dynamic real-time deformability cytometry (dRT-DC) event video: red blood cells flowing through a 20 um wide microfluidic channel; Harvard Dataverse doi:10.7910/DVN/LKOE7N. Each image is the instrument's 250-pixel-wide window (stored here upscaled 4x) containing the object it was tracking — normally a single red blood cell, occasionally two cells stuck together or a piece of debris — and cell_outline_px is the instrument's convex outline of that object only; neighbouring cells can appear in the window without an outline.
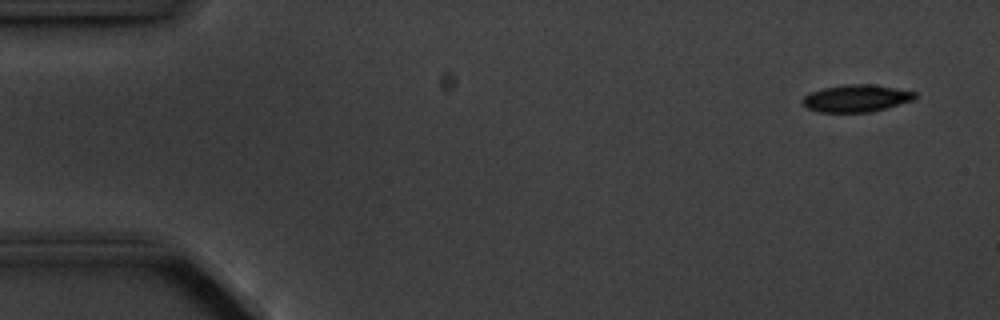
{"species": "common noctule bat (a hibernating species)", "species_latin": "Nyctalus noctula", "temperature_condition": "cold", "stored_images_in_passage": 9, "camera_frame_rate_fps": 3000, "um_per_image_px": 0.085, "animal": {"sex": "male", "body_mass_g": 20.1, "forearm_length_mm": 53.5}, "frame": {"image": 1, "passage_image": 1, "time_ms": 0.0, "image_size_px": [1000, 320], "cell_outline_px": [[916, 100], [888, 108], [872, 112], [820, 112], [808, 108], [800, 104], [800, 100], [804, 96], [812, 92], [824, 88], [848, 84], [872, 84], [896, 88], [916, 92]], "centroid_in_image_um": [72.81, 8.36], "position_along_channel_um": 12.2, "area_um2": 18.03}}
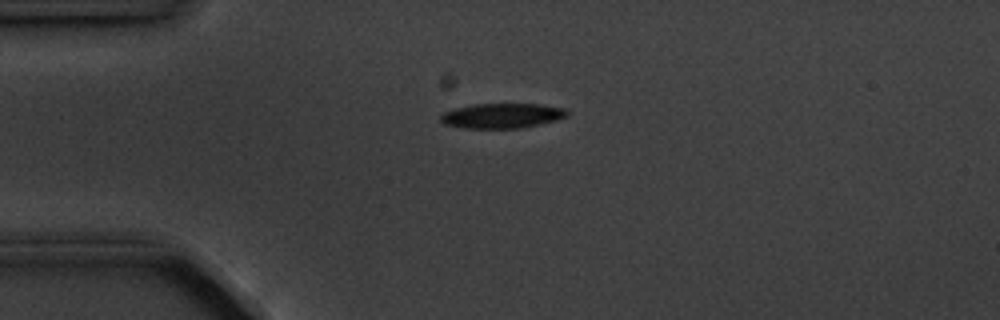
{"frame": {"image": 2, "passage_image": 4, "time_ms": 3.333, "image_size_px": [1000, 320], "cell_outline_px": [[568, 116], [556, 120], [540, 124], [520, 128], [464, 128], [444, 124], [440, 120], [440, 116], [444, 112], [456, 108], [472, 104], [540, 104], [568, 108]], "centroid_in_image_um": [42.7, 9.83], "position_along_channel_um": 42.3, "area_um2": 18.44}}
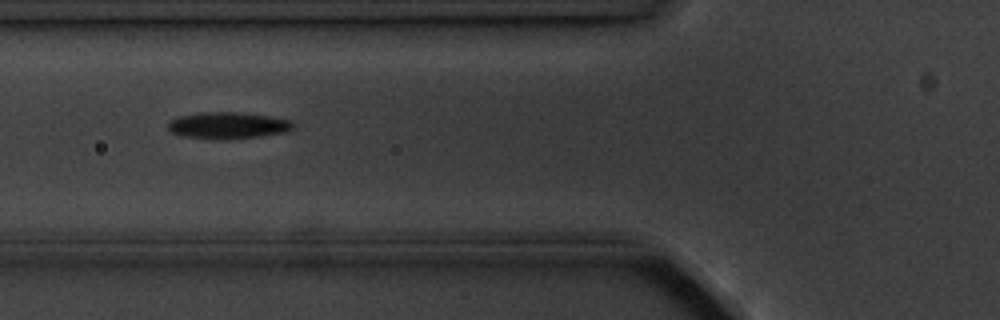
{"frame": {"image": 3, "passage_image": 6, "time_ms": 5.667, "image_size_px": [1000, 320], "cell_outline_px": [[292, 128], [284, 132], [256, 136], [184, 136], [172, 132], [168, 128], [168, 120], [180, 116], [204, 112], [244, 112], [292, 120]], "centroid_in_image_um": [19.37, 10.59], "position_along_channel_um": 106.4, "area_um2": 18.15}}